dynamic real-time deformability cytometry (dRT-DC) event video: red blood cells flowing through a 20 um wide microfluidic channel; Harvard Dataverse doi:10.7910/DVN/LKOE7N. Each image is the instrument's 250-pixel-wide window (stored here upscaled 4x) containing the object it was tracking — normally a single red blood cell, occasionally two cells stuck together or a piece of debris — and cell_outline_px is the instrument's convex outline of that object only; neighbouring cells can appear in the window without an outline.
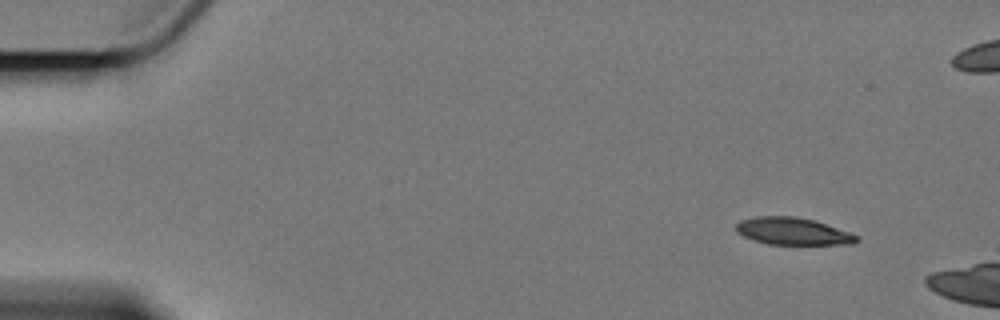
{"species": "Egyptian fruit bat (a non-hibernating species)", "species_latin": "Rousettus aegyptiacus", "temperature_condition": "cold", "stored_images_in_passage": 5, "camera_frame_rate_fps": 3000, "um_per_image_px": 0.085, "animal": {"sex": "female"}, "frame": {"image": 1, "passage_image": 1, "time_ms": 0.0, "image_size_px": [1000, 320], "cell_outline_px": [[860, 240], [852, 244], [768, 244], [744, 236], [736, 232], [736, 224], [740, 220], [756, 216], [796, 216], [812, 220], [860, 236]], "centroid_in_image_um": [67.38, 19.65], "position_along_channel_um": 17.6, "area_um2": 18.9}}